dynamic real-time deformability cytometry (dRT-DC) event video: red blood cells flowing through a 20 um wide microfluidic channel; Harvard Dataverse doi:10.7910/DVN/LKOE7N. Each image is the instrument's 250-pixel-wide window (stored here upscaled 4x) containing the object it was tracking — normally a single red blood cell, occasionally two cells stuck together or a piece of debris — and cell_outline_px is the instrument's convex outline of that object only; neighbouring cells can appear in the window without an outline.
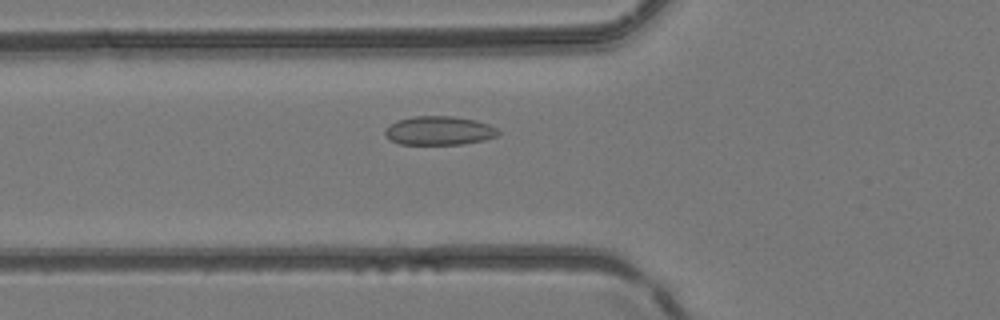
{"species": "common noctule bat (a hibernating species)", "species_latin": "Nyctalus noctula", "temperature_condition": "room temperature", "stored_images_in_passage": 26, "camera_frame_rate_fps": 3000, "um_per_image_px": 0.085, "animal": {"sex": "female", "body_mass_g": 24.6, "forearm_length_mm": 56.2}, "frame": {"image": 1, "passage_image": 12, "time_ms": 3.667, "image_size_px": [1000, 320], "cell_outline_px": [[500, 132], [496, 136], [484, 140], [464, 144], [400, 144], [392, 140], [384, 132], [396, 120], [412, 116], [452, 116], [476, 120], [488, 124], [496, 128]], "centroid_in_image_um": [37.36, 11.1], "position_along_channel_um": 88.4, "area_um2": 18.84}}
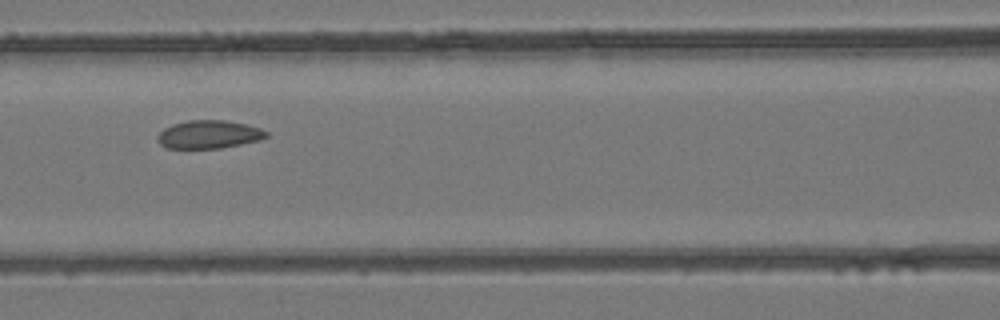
{"frame": {"image": 2, "passage_image": 16, "time_ms": 5.0, "image_size_px": [1000, 320], "cell_outline_px": [[268, 136], [260, 140], [220, 148], [168, 148], [160, 144], [156, 140], [156, 136], [164, 128], [172, 124], [188, 120], [224, 120], [244, 124], [260, 128], [268, 132]], "centroid_in_image_um": [17.73, 11.42], "position_along_channel_um": 148.9, "area_um2": 17.8}}
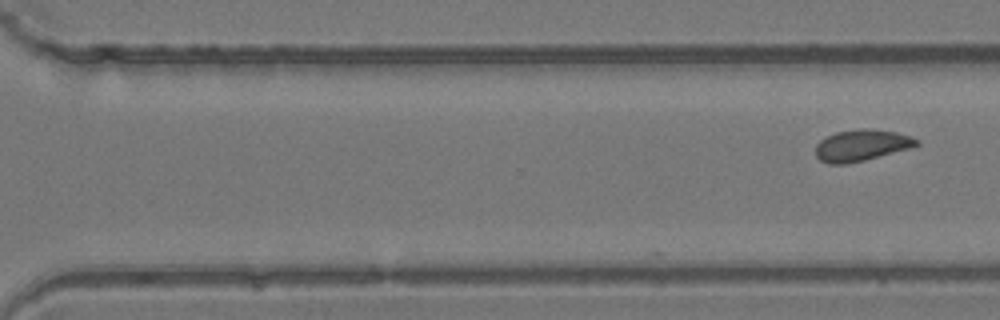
{"frame": {"image": 3, "passage_image": 26, "time_ms": 8.333, "image_size_px": [1000, 320], "cell_outline_px": [[920, 144], [912, 148], [864, 160], [844, 164], [828, 164], [820, 160], [816, 156], [816, 144], [820, 140], [836, 132], [864, 128], [868, 128], [896, 132], [920, 140]], "centroid_in_image_um": [73.24, 12.35], "position_along_channel_um": 297.4, "area_um2": 18.44}}